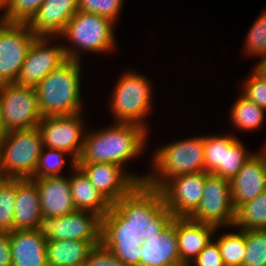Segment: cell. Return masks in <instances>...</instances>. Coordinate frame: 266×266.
Here are the masks:
<instances>
[{
	"label": "cell",
	"instance_id": "cell-40",
	"mask_svg": "<svg viewBox=\"0 0 266 266\" xmlns=\"http://www.w3.org/2000/svg\"><path fill=\"white\" fill-rule=\"evenodd\" d=\"M0 266H12L9 232H0Z\"/></svg>",
	"mask_w": 266,
	"mask_h": 266
},
{
	"label": "cell",
	"instance_id": "cell-17",
	"mask_svg": "<svg viewBox=\"0 0 266 266\" xmlns=\"http://www.w3.org/2000/svg\"><path fill=\"white\" fill-rule=\"evenodd\" d=\"M262 148L261 152L250 157L230 181L235 210L266 190V144Z\"/></svg>",
	"mask_w": 266,
	"mask_h": 266
},
{
	"label": "cell",
	"instance_id": "cell-42",
	"mask_svg": "<svg viewBox=\"0 0 266 266\" xmlns=\"http://www.w3.org/2000/svg\"><path fill=\"white\" fill-rule=\"evenodd\" d=\"M11 178L0 172V191Z\"/></svg>",
	"mask_w": 266,
	"mask_h": 266
},
{
	"label": "cell",
	"instance_id": "cell-21",
	"mask_svg": "<svg viewBox=\"0 0 266 266\" xmlns=\"http://www.w3.org/2000/svg\"><path fill=\"white\" fill-rule=\"evenodd\" d=\"M140 254V266H185L180 261L176 227L172 222L158 236L146 238Z\"/></svg>",
	"mask_w": 266,
	"mask_h": 266
},
{
	"label": "cell",
	"instance_id": "cell-36",
	"mask_svg": "<svg viewBox=\"0 0 266 266\" xmlns=\"http://www.w3.org/2000/svg\"><path fill=\"white\" fill-rule=\"evenodd\" d=\"M123 2V0H78V11L98 14L115 22Z\"/></svg>",
	"mask_w": 266,
	"mask_h": 266
},
{
	"label": "cell",
	"instance_id": "cell-43",
	"mask_svg": "<svg viewBox=\"0 0 266 266\" xmlns=\"http://www.w3.org/2000/svg\"><path fill=\"white\" fill-rule=\"evenodd\" d=\"M5 133L6 132L4 130L3 122H2V119H1V109H0V139Z\"/></svg>",
	"mask_w": 266,
	"mask_h": 266
},
{
	"label": "cell",
	"instance_id": "cell-15",
	"mask_svg": "<svg viewBox=\"0 0 266 266\" xmlns=\"http://www.w3.org/2000/svg\"><path fill=\"white\" fill-rule=\"evenodd\" d=\"M50 37L38 36L32 43L16 84L35 87L50 72L68 60L64 45L49 46Z\"/></svg>",
	"mask_w": 266,
	"mask_h": 266
},
{
	"label": "cell",
	"instance_id": "cell-23",
	"mask_svg": "<svg viewBox=\"0 0 266 266\" xmlns=\"http://www.w3.org/2000/svg\"><path fill=\"white\" fill-rule=\"evenodd\" d=\"M42 216L36 183L31 178L17 179L13 230H35Z\"/></svg>",
	"mask_w": 266,
	"mask_h": 266
},
{
	"label": "cell",
	"instance_id": "cell-8",
	"mask_svg": "<svg viewBox=\"0 0 266 266\" xmlns=\"http://www.w3.org/2000/svg\"><path fill=\"white\" fill-rule=\"evenodd\" d=\"M0 109L5 132L36 127L42 118L33 86L0 84Z\"/></svg>",
	"mask_w": 266,
	"mask_h": 266
},
{
	"label": "cell",
	"instance_id": "cell-41",
	"mask_svg": "<svg viewBox=\"0 0 266 266\" xmlns=\"http://www.w3.org/2000/svg\"><path fill=\"white\" fill-rule=\"evenodd\" d=\"M260 58H262V60H260V62H258L254 71L257 74H259L261 77L266 79V54L261 56Z\"/></svg>",
	"mask_w": 266,
	"mask_h": 266
},
{
	"label": "cell",
	"instance_id": "cell-16",
	"mask_svg": "<svg viewBox=\"0 0 266 266\" xmlns=\"http://www.w3.org/2000/svg\"><path fill=\"white\" fill-rule=\"evenodd\" d=\"M90 182L111 203L127 195L138 183H144L146 176L127 174L115 163H77Z\"/></svg>",
	"mask_w": 266,
	"mask_h": 266
},
{
	"label": "cell",
	"instance_id": "cell-11",
	"mask_svg": "<svg viewBox=\"0 0 266 266\" xmlns=\"http://www.w3.org/2000/svg\"><path fill=\"white\" fill-rule=\"evenodd\" d=\"M189 218L216 228L233 226L235 209L232 204L230 180L209 174L205 179L201 202Z\"/></svg>",
	"mask_w": 266,
	"mask_h": 266
},
{
	"label": "cell",
	"instance_id": "cell-13",
	"mask_svg": "<svg viewBox=\"0 0 266 266\" xmlns=\"http://www.w3.org/2000/svg\"><path fill=\"white\" fill-rule=\"evenodd\" d=\"M101 244L128 266H140V234L113 207L101 218Z\"/></svg>",
	"mask_w": 266,
	"mask_h": 266
},
{
	"label": "cell",
	"instance_id": "cell-26",
	"mask_svg": "<svg viewBox=\"0 0 266 266\" xmlns=\"http://www.w3.org/2000/svg\"><path fill=\"white\" fill-rule=\"evenodd\" d=\"M234 226L242 230H266V190L235 210Z\"/></svg>",
	"mask_w": 266,
	"mask_h": 266
},
{
	"label": "cell",
	"instance_id": "cell-35",
	"mask_svg": "<svg viewBox=\"0 0 266 266\" xmlns=\"http://www.w3.org/2000/svg\"><path fill=\"white\" fill-rule=\"evenodd\" d=\"M246 38L245 51L248 54L259 57L266 54V10L253 23Z\"/></svg>",
	"mask_w": 266,
	"mask_h": 266
},
{
	"label": "cell",
	"instance_id": "cell-24",
	"mask_svg": "<svg viewBox=\"0 0 266 266\" xmlns=\"http://www.w3.org/2000/svg\"><path fill=\"white\" fill-rule=\"evenodd\" d=\"M73 170L75 173L69 180L75 208L93 212L102 218L111 209L112 204L96 189L78 165Z\"/></svg>",
	"mask_w": 266,
	"mask_h": 266
},
{
	"label": "cell",
	"instance_id": "cell-18",
	"mask_svg": "<svg viewBox=\"0 0 266 266\" xmlns=\"http://www.w3.org/2000/svg\"><path fill=\"white\" fill-rule=\"evenodd\" d=\"M78 11V0H44L28 23L36 36L59 37Z\"/></svg>",
	"mask_w": 266,
	"mask_h": 266
},
{
	"label": "cell",
	"instance_id": "cell-37",
	"mask_svg": "<svg viewBox=\"0 0 266 266\" xmlns=\"http://www.w3.org/2000/svg\"><path fill=\"white\" fill-rule=\"evenodd\" d=\"M243 90L241 95L266 110V79L253 70L245 81Z\"/></svg>",
	"mask_w": 266,
	"mask_h": 266
},
{
	"label": "cell",
	"instance_id": "cell-19",
	"mask_svg": "<svg viewBox=\"0 0 266 266\" xmlns=\"http://www.w3.org/2000/svg\"><path fill=\"white\" fill-rule=\"evenodd\" d=\"M180 261L189 266L210 242L217 229L212 225L196 222L189 217H174Z\"/></svg>",
	"mask_w": 266,
	"mask_h": 266
},
{
	"label": "cell",
	"instance_id": "cell-5",
	"mask_svg": "<svg viewBox=\"0 0 266 266\" xmlns=\"http://www.w3.org/2000/svg\"><path fill=\"white\" fill-rule=\"evenodd\" d=\"M42 148L38 126L6 132L0 139L1 172L13 179L32 178Z\"/></svg>",
	"mask_w": 266,
	"mask_h": 266
},
{
	"label": "cell",
	"instance_id": "cell-33",
	"mask_svg": "<svg viewBox=\"0 0 266 266\" xmlns=\"http://www.w3.org/2000/svg\"><path fill=\"white\" fill-rule=\"evenodd\" d=\"M17 179L11 178L0 191V232L13 231Z\"/></svg>",
	"mask_w": 266,
	"mask_h": 266
},
{
	"label": "cell",
	"instance_id": "cell-7",
	"mask_svg": "<svg viewBox=\"0 0 266 266\" xmlns=\"http://www.w3.org/2000/svg\"><path fill=\"white\" fill-rule=\"evenodd\" d=\"M144 75L126 72L118 80L110 102L116 122L134 123L147 129L143 122L150 111L152 86Z\"/></svg>",
	"mask_w": 266,
	"mask_h": 266
},
{
	"label": "cell",
	"instance_id": "cell-44",
	"mask_svg": "<svg viewBox=\"0 0 266 266\" xmlns=\"http://www.w3.org/2000/svg\"><path fill=\"white\" fill-rule=\"evenodd\" d=\"M0 10H2V0H0Z\"/></svg>",
	"mask_w": 266,
	"mask_h": 266
},
{
	"label": "cell",
	"instance_id": "cell-39",
	"mask_svg": "<svg viewBox=\"0 0 266 266\" xmlns=\"http://www.w3.org/2000/svg\"><path fill=\"white\" fill-rule=\"evenodd\" d=\"M193 263L194 266H225L217 241L210 240L189 266Z\"/></svg>",
	"mask_w": 266,
	"mask_h": 266
},
{
	"label": "cell",
	"instance_id": "cell-6",
	"mask_svg": "<svg viewBox=\"0 0 266 266\" xmlns=\"http://www.w3.org/2000/svg\"><path fill=\"white\" fill-rule=\"evenodd\" d=\"M113 24V21L104 16L77 11L59 35L69 39L75 45L74 49L64 45L66 57L71 60H80L79 51L77 52L79 47L83 51L95 53L113 50L116 45Z\"/></svg>",
	"mask_w": 266,
	"mask_h": 266
},
{
	"label": "cell",
	"instance_id": "cell-1",
	"mask_svg": "<svg viewBox=\"0 0 266 266\" xmlns=\"http://www.w3.org/2000/svg\"><path fill=\"white\" fill-rule=\"evenodd\" d=\"M148 130L134 123L115 122L109 128L84 135L77 163L123 164L136 158L146 144Z\"/></svg>",
	"mask_w": 266,
	"mask_h": 266
},
{
	"label": "cell",
	"instance_id": "cell-27",
	"mask_svg": "<svg viewBox=\"0 0 266 266\" xmlns=\"http://www.w3.org/2000/svg\"><path fill=\"white\" fill-rule=\"evenodd\" d=\"M233 135L204 136L205 172L224 178L225 149L237 139Z\"/></svg>",
	"mask_w": 266,
	"mask_h": 266
},
{
	"label": "cell",
	"instance_id": "cell-31",
	"mask_svg": "<svg viewBox=\"0 0 266 266\" xmlns=\"http://www.w3.org/2000/svg\"><path fill=\"white\" fill-rule=\"evenodd\" d=\"M245 244L242 266H266V230H245Z\"/></svg>",
	"mask_w": 266,
	"mask_h": 266
},
{
	"label": "cell",
	"instance_id": "cell-38",
	"mask_svg": "<svg viewBox=\"0 0 266 266\" xmlns=\"http://www.w3.org/2000/svg\"><path fill=\"white\" fill-rule=\"evenodd\" d=\"M82 266H128L102 244L95 246Z\"/></svg>",
	"mask_w": 266,
	"mask_h": 266
},
{
	"label": "cell",
	"instance_id": "cell-14",
	"mask_svg": "<svg viewBox=\"0 0 266 266\" xmlns=\"http://www.w3.org/2000/svg\"><path fill=\"white\" fill-rule=\"evenodd\" d=\"M205 171L183 174L170 179L161 189L166 207L174 217H189L204 194Z\"/></svg>",
	"mask_w": 266,
	"mask_h": 266
},
{
	"label": "cell",
	"instance_id": "cell-12",
	"mask_svg": "<svg viewBox=\"0 0 266 266\" xmlns=\"http://www.w3.org/2000/svg\"><path fill=\"white\" fill-rule=\"evenodd\" d=\"M81 113L70 115L42 117L38 128L41 132L43 147L58 149L71 155V167L83 150L84 135Z\"/></svg>",
	"mask_w": 266,
	"mask_h": 266
},
{
	"label": "cell",
	"instance_id": "cell-30",
	"mask_svg": "<svg viewBox=\"0 0 266 266\" xmlns=\"http://www.w3.org/2000/svg\"><path fill=\"white\" fill-rule=\"evenodd\" d=\"M44 0H2V9H6L2 19L11 23L28 24L36 15Z\"/></svg>",
	"mask_w": 266,
	"mask_h": 266
},
{
	"label": "cell",
	"instance_id": "cell-4",
	"mask_svg": "<svg viewBox=\"0 0 266 266\" xmlns=\"http://www.w3.org/2000/svg\"><path fill=\"white\" fill-rule=\"evenodd\" d=\"M152 160L154 174H146L144 183L161 189L170 179L205 171L204 136L173 141L161 146Z\"/></svg>",
	"mask_w": 266,
	"mask_h": 266
},
{
	"label": "cell",
	"instance_id": "cell-34",
	"mask_svg": "<svg viewBox=\"0 0 266 266\" xmlns=\"http://www.w3.org/2000/svg\"><path fill=\"white\" fill-rule=\"evenodd\" d=\"M242 142L236 139L228 149H225L224 178L232 180L250 159L253 153H248Z\"/></svg>",
	"mask_w": 266,
	"mask_h": 266
},
{
	"label": "cell",
	"instance_id": "cell-32",
	"mask_svg": "<svg viewBox=\"0 0 266 266\" xmlns=\"http://www.w3.org/2000/svg\"><path fill=\"white\" fill-rule=\"evenodd\" d=\"M65 153L58 149L43 147L35 174L31 179L61 176V169L66 162L64 158Z\"/></svg>",
	"mask_w": 266,
	"mask_h": 266
},
{
	"label": "cell",
	"instance_id": "cell-29",
	"mask_svg": "<svg viewBox=\"0 0 266 266\" xmlns=\"http://www.w3.org/2000/svg\"><path fill=\"white\" fill-rule=\"evenodd\" d=\"M216 241L225 266L243 265L246 250L245 230L224 234Z\"/></svg>",
	"mask_w": 266,
	"mask_h": 266
},
{
	"label": "cell",
	"instance_id": "cell-28",
	"mask_svg": "<svg viewBox=\"0 0 266 266\" xmlns=\"http://www.w3.org/2000/svg\"><path fill=\"white\" fill-rule=\"evenodd\" d=\"M231 120L236 128L250 131L258 129L264 122L266 110L248 100L245 96H239L233 104Z\"/></svg>",
	"mask_w": 266,
	"mask_h": 266
},
{
	"label": "cell",
	"instance_id": "cell-25",
	"mask_svg": "<svg viewBox=\"0 0 266 266\" xmlns=\"http://www.w3.org/2000/svg\"><path fill=\"white\" fill-rule=\"evenodd\" d=\"M95 246L92 241L48 240L47 264L48 266H82Z\"/></svg>",
	"mask_w": 266,
	"mask_h": 266
},
{
	"label": "cell",
	"instance_id": "cell-22",
	"mask_svg": "<svg viewBox=\"0 0 266 266\" xmlns=\"http://www.w3.org/2000/svg\"><path fill=\"white\" fill-rule=\"evenodd\" d=\"M9 236L12 266H48L46 238L35 230H13Z\"/></svg>",
	"mask_w": 266,
	"mask_h": 266
},
{
	"label": "cell",
	"instance_id": "cell-9",
	"mask_svg": "<svg viewBox=\"0 0 266 266\" xmlns=\"http://www.w3.org/2000/svg\"><path fill=\"white\" fill-rule=\"evenodd\" d=\"M35 231L47 241H92L97 246L101 244V217L78 209L60 217L42 216Z\"/></svg>",
	"mask_w": 266,
	"mask_h": 266
},
{
	"label": "cell",
	"instance_id": "cell-20",
	"mask_svg": "<svg viewBox=\"0 0 266 266\" xmlns=\"http://www.w3.org/2000/svg\"><path fill=\"white\" fill-rule=\"evenodd\" d=\"M32 180L37 185L43 216L60 217L76 210L69 177L61 175Z\"/></svg>",
	"mask_w": 266,
	"mask_h": 266
},
{
	"label": "cell",
	"instance_id": "cell-2",
	"mask_svg": "<svg viewBox=\"0 0 266 266\" xmlns=\"http://www.w3.org/2000/svg\"><path fill=\"white\" fill-rule=\"evenodd\" d=\"M112 206L140 234L142 241L158 236L174 218L160 189L145 183H138Z\"/></svg>",
	"mask_w": 266,
	"mask_h": 266
},
{
	"label": "cell",
	"instance_id": "cell-3",
	"mask_svg": "<svg viewBox=\"0 0 266 266\" xmlns=\"http://www.w3.org/2000/svg\"><path fill=\"white\" fill-rule=\"evenodd\" d=\"M80 61L68 59L35 86L42 117L81 112Z\"/></svg>",
	"mask_w": 266,
	"mask_h": 266
},
{
	"label": "cell",
	"instance_id": "cell-10",
	"mask_svg": "<svg viewBox=\"0 0 266 266\" xmlns=\"http://www.w3.org/2000/svg\"><path fill=\"white\" fill-rule=\"evenodd\" d=\"M37 37L28 24L6 22L0 16V84L16 82Z\"/></svg>",
	"mask_w": 266,
	"mask_h": 266
},
{
	"label": "cell",
	"instance_id": "cell-45",
	"mask_svg": "<svg viewBox=\"0 0 266 266\" xmlns=\"http://www.w3.org/2000/svg\"><path fill=\"white\" fill-rule=\"evenodd\" d=\"M0 172H1V156H0Z\"/></svg>",
	"mask_w": 266,
	"mask_h": 266
}]
</instances>
